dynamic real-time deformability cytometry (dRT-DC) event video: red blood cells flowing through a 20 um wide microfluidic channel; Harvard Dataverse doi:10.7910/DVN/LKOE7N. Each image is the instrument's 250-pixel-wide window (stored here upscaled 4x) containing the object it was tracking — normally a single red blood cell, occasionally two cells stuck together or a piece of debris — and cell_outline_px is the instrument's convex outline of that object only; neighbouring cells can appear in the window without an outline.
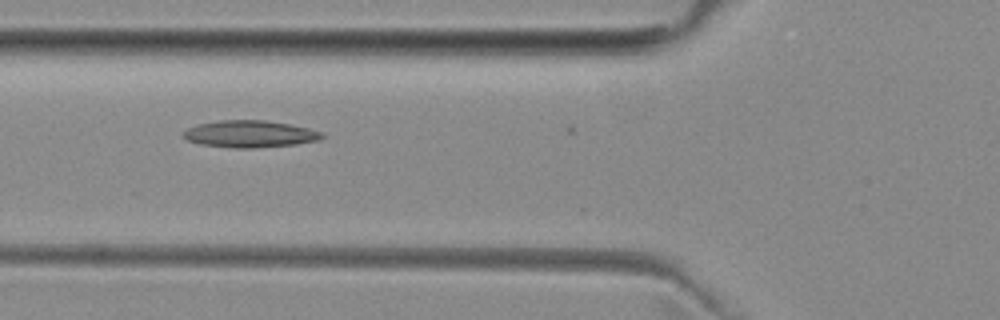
{"species": "common noctule bat (a hibernating species)", "species_latin": "Nyctalus noctula", "temperature_condition": "room temperature", "stored_images_in_passage": 7, "camera_frame_rate_fps": 3000, "um_per_image_px": 0.085, "animal": {"sex": "female", "body_mass_g": 29.2, "forearm_length_mm": 56.3}, "frame": {"image": 1, "passage_image": 6, "time_ms": 5.667, "image_size_px": [1000, 320], "cell_outline_px": [[324, 136], [316, 140], [296, 144], [252, 148], [236, 148], [200, 144], [188, 140], [184, 136], [184, 132], [188, 128], [200, 124], [220, 120], [264, 120], [288, 124], [308, 128], [324, 132]], "centroid_in_image_um": [21.26, 11.38], "position_along_channel_um": 104.5, "area_um2": 21.44}}